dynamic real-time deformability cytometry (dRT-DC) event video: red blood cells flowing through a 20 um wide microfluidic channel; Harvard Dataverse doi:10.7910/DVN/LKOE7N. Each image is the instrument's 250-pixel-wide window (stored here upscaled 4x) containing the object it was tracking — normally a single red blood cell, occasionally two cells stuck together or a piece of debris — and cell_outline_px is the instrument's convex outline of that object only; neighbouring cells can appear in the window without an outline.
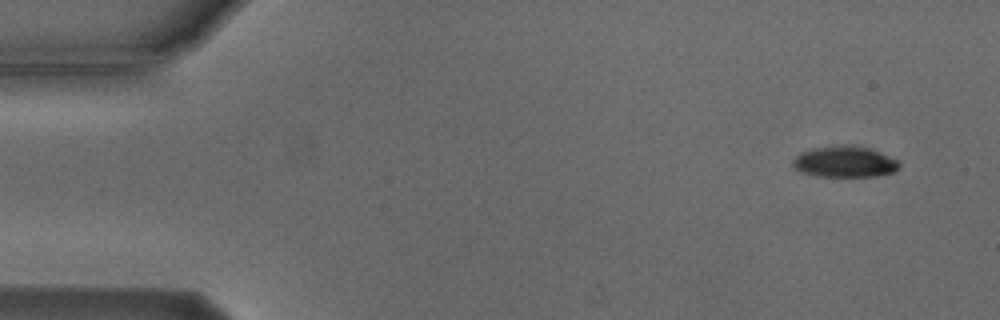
{"species": "Egyptian fruit bat (a non-hibernating species)", "species_latin": "Rousettus aegyptiacus", "temperature_condition": "cold", "stored_images_in_passage": 4, "camera_frame_rate_fps": 3000, "um_per_image_px": 0.085, "animal": {"sex": "male"}, "frame": {"image": 1, "passage_image": 1, "time_ms": 0.0, "image_size_px": [1000, 320], "cell_outline_px": [[900, 168], [896, 172], [876, 176], [816, 176], [792, 168], [792, 160], [800, 152], [812, 148], [868, 148], [900, 160]], "centroid_in_image_um": [71.82, 13.8], "position_along_channel_um": 13.2, "area_um2": 18.67}}